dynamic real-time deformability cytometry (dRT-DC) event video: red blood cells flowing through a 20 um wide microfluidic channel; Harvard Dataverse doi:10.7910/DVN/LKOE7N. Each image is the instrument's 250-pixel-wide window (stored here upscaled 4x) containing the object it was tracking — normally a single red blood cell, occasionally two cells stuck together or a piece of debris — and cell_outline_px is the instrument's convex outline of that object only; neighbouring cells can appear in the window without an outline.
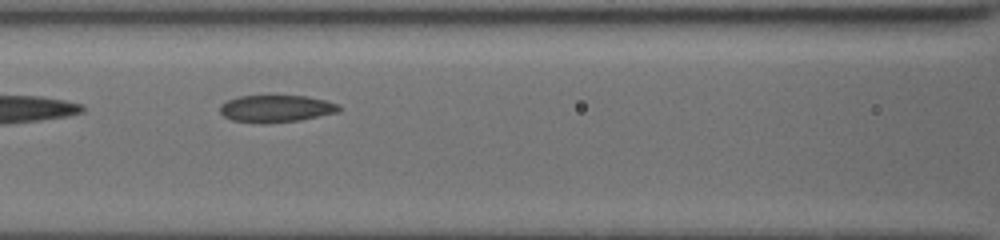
{"species": "common noctule bat (a hibernating species)", "species_latin": "Nyctalus noctula", "temperature_condition": "cold", "stored_images_in_passage": 24, "camera_frame_rate_fps": 3000, "um_per_image_px": 0.085, "animal": {"sex": "female", "body_mass_g": 19.5, "forearm_length_mm": 54.1}, "frame": {"image": 1, "passage_image": 11, "time_ms": 4.667, "image_size_px": [1000, 240], "cell_outline_px": [[340, 108], [336, 112], [300, 120], [232, 120], [224, 116], [220, 112], [220, 104], [228, 100], [240, 96], [308, 96], [340, 104]], "centroid_in_image_um": [23.49, 9.18], "position_along_channel_um": 143.1, "area_um2": 17.74}}
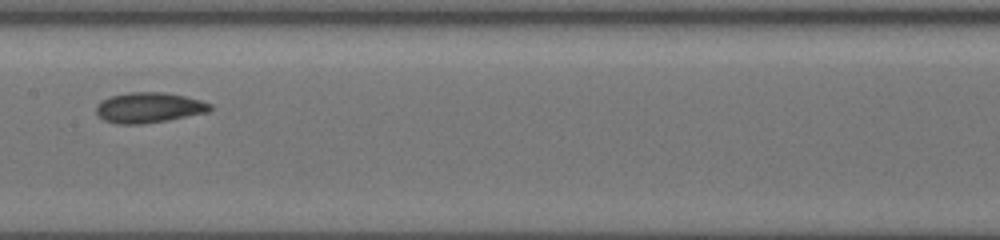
{"frame": {"image": 2, "passage_image": 14, "time_ms": 6.0, "image_size_px": [1000, 240], "cell_outline_px": [[212, 108], [208, 112], [168, 120], [140, 124], [116, 124], [104, 120], [96, 112], [96, 104], [100, 100], [112, 96], [128, 92], [164, 92], [184, 96], [200, 100], [212, 104]], "centroid_in_image_um": [12.64, 9.14], "position_along_channel_um": 194.8, "area_um2": 20.17}}